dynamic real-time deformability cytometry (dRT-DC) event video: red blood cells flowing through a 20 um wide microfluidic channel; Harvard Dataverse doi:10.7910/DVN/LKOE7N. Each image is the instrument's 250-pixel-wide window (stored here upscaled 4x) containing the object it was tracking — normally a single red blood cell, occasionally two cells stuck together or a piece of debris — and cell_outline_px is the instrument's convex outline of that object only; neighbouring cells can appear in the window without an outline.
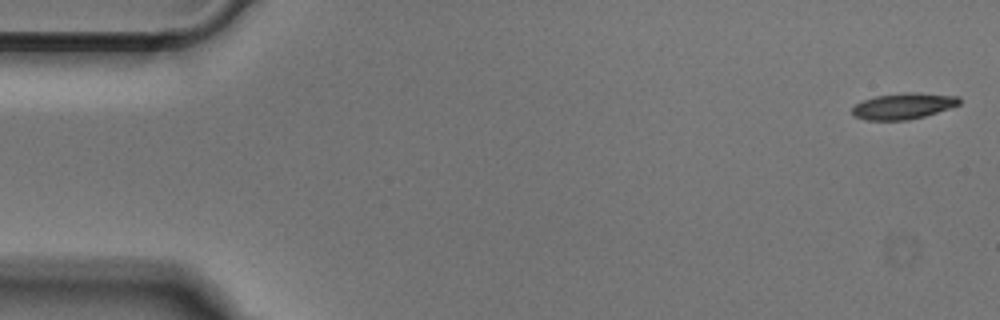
{"species": "Egyptian fruit bat (a non-hibernating species)", "species_latin": "Rousettus aegyptiacus", "temperature_condition": "cold", "stored_images_in_passage": 51, "camera_frame_rate_fps": 3000, "um_per_image_px": 0.085, "animal": {"sex": "male"}, "frame": {"image": 1, "passage_image": 1, "time_ms": 0.0, "image_size_px": [1000, 320], "cell_outline_px": [[960, 104], [924, 116], [908, 120], [868, 120], [852, 116], [852, 108], [856, 104], [864, 100], [876, 96], [904, 92], [916, 92], [960, 96]], "centroid_in_image_um": [76.78, 9.01], "position_along_channel_um": 8.2, "area_um2": 16.24}}
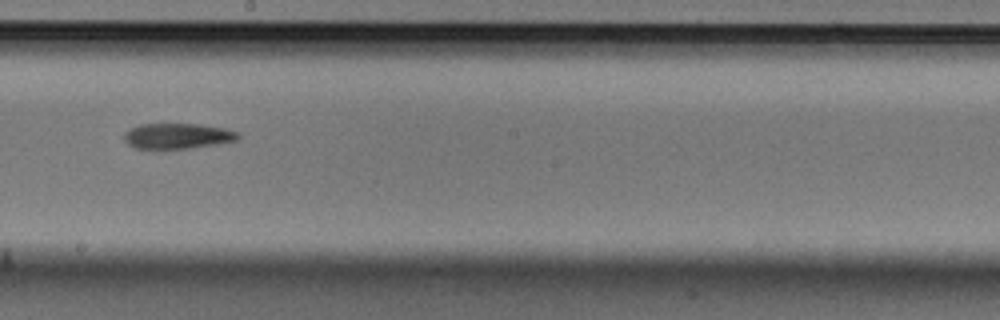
{"frame": {"image": 2, "passage_image": 28, "time_ms": 9.0, "image_size_px": [1000, 320], "cell_outline_px": [[240, 140], [192, 148], [156, 152], [132, 148], [124, 140], [124, 132], [140, 124], [200, 124], [224, 128], [240, 132]], "centroid_in_image_um": [15.05, 11.61], "position_along_channel_um": 233.1, "area_um2": 17.86}}
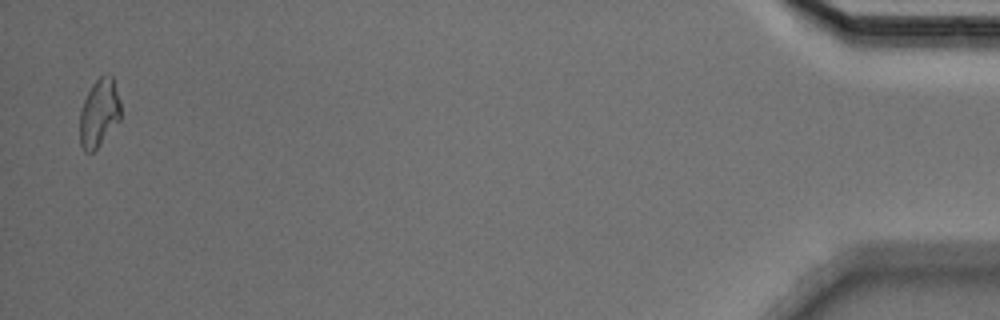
{"frame": {"image": 3, "passage_image": 50, "time_ms": 16.333, "image_size_px": [1000, 320], "cell_outline_px": [[120, 120], [100, 144], [92, 152], [84, 152], [80, 144], [80, 108], [92, 84], [100, 76], [108, 72], [112, 76], [120, 100]], "centroid_in_image_um": [8.42, 9.58], "position_along_channel_um": 426.8, "area_um2": 16.24}}